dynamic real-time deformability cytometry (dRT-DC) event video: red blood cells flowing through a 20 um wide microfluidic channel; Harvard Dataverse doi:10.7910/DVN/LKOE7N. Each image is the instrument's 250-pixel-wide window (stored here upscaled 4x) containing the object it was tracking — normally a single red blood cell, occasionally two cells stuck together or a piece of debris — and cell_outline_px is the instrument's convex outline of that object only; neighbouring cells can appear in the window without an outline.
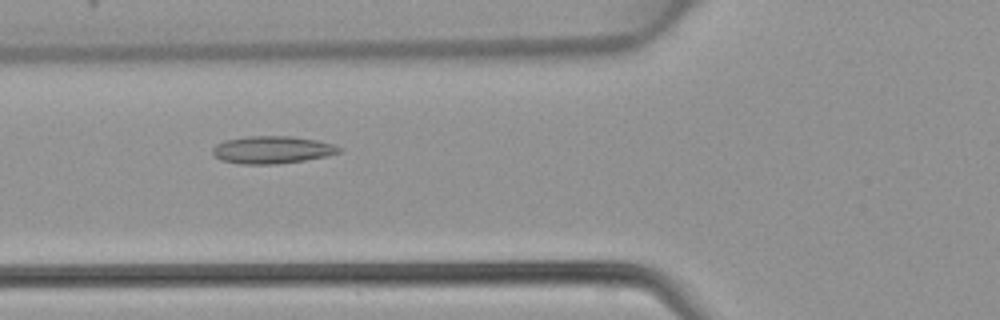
{"species": "common noctule bat (a hibernating species)", "species_latin": "Nyctalus noctula", "temperature_condition": "warm", "stored_images_in_passage": 44, "camera_frame_rate_fps": 3000, "um_per_image_px": 0.085, "animal": {"sex": "female", "body_mass_g": 22.7, "forearm_length_mm": 54.2}, "frame": {"image": 1, "passage_image": 18, "time_ms": 5.667, "image_size_px": [1000, 320], "cell_outline_px": [[344, 148], [340, 152], [328, 156], [304, 160], [276, 164], [240, 164], [220, 160], [212, 152], [212, 148], [216, 144], [224, 140], [248, 136], [292, 136], [316, 140], [332, 144]], "centroid_in_image_um": [23.13, 12.73], "position_along_channel_um": 102.7, "area_um2": 20.35}}
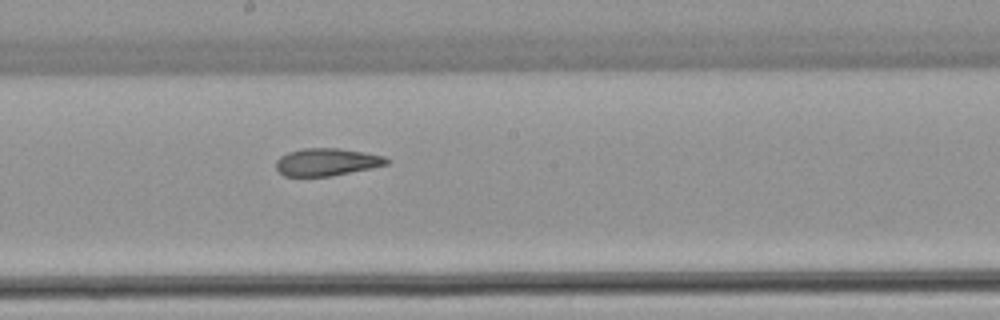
{"frame": {"image": 2, "passage_image": 26, "time_ms": 8.333, "image_size_px": [1000, 320], "cell_outline_px": [[392, 160], [388, 164], [372, 168], [332, 176], [284, 176], [276, 168], [276, 160], [280, 156], [288, 152], [304, 148], [336, 148], [364, 152], [384, 156]], "centroid_in_image_um": [27.8, 13.77], "position_along_channel_um": 220.4, "area_um2": 17.8}}
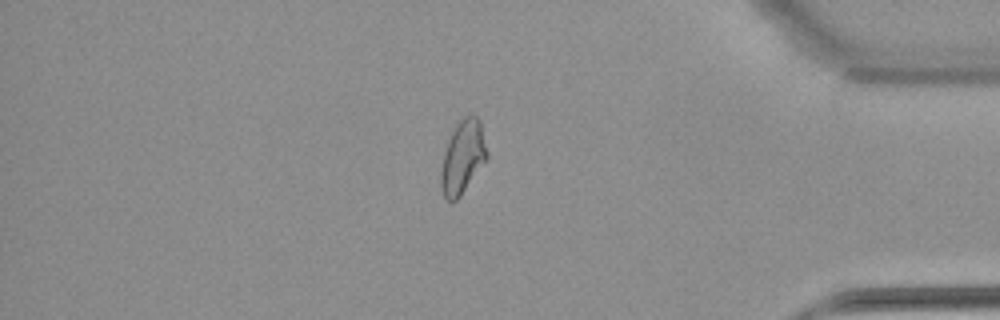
{"frame": {"image": 3, "passage_image": 40, "time_ms": 13.0, "image_size_px": [1000, 320], "cell_outline_px": [[488, 156], [460, 196], [452, 204], [444, 196], [440, 184], [440, 172], [444, 152], [448, 140], [452, 132], [460, 120], [464, 116], [472, 112], [480, 120]], "centroid_in_image_um": [39.31, 13.34], "position_along_channel_um": 395.9, "area_um2": 19.42}}